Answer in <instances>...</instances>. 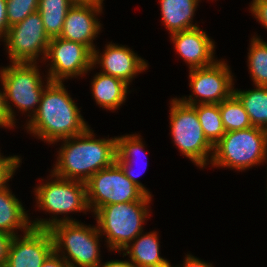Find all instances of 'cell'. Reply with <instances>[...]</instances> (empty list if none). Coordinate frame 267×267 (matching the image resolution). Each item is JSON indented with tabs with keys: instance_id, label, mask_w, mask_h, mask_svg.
Returning <instances> with one entry per match:
<instances>
[{
	"instance_id": "obj_25",
	"label": "cell",
	"mask_w": 267,
	"mask_h": 267,
	"mask_svg": "<svg viewBox=\"0 0 267 267\" xmlns=\"http://www.w3.org/2000/svg\"><path fill=\"white\" fill-rule=\"evenodd\" d=\"M219 109L226 132L244 130L252 127L248 113L234 94L220 102Z\"/></svg>"
},
{
	"instance_id": "obj_9",
	"label": "cell",
	"mask_w": 267,
	"mask_h": 267,
	"mask_svg": "<svg viewBox=\"0 0 267 267\" xmlns=\"http://www.w3.org/2000/svg\"><path fill=\"white\" fill-rule=\"evenodd\" d=\"M3 39L6 42L11 63H37L39 55H43L42 58L45 59L51 40L45 31L38 11L30 14L20 23L9 27Z\"/></svg>"
},
{
	"instance_id": "obj_36",
	"label": "cell",
	"mask_w": 267,
	"mask_h": 267,
	"mask_svg": "<svg viewBox=\"0 0 267 267\" xmlns=\"http://www.w3.org/2000/svg\"><path fill=\"white\" fill-rule=\"evenodd\" d=\"M74 3L102 5L104 0H72Z\"/></svg>"
},
{
	"instance_id": "obj_28",
	"label": "cell",
	"mask_w": 267,
	"mask_h": 267,
	"mask_svg": "<svg viewBox=\"0 0 267 267\" xmlns=\"http://www.w3.org/2000/svg\"><path fill=\"white\" fill-rule=\"evenodd\" d=\"M20 162L21 159L18 156L4 157L0 155V190L7 187L8 180L12 178Z\"/></svg>"
},
{
	"instance_id": "obj_7",
	"label": "cell",
	"mask_w": 267,
	"mask_h": 267,
	"mask_svg": "<svg viewBox=\"0 0 267 267\" xmlns=\"http://www.w3.org/2000/svg\"><path fill=\"white\" fill-rule=\"evenodd\" d=\"M170 105V128L175 145L197 167L205 168L209 155L213 154V145L204 136L196 109L177 98L172 99Z\"/></svg>"
},
{
	"instance_id": "obj_30",
	"label": "cell",
	"mask_w": 267,
	"mask_h": 267,
	"mask_svg": "<svg viewBox=\"0 0 267 267\" xmlns=\"http://www.w3.org/2000/svg\"><path fill=\"white\" fill-rule=\"evenodd\" d=\"M14 236L0 231V267H4L8 260V251Z\"/></svg>"
},
{
	"instance_id": "obj_12",
	"label": "cell",
	"mask_w": 267,
	"mask_h": 267,
	"mask_svg": "<svg viewBox=\"0 0 267 267\" xmlns=\"http://www.w3.org/2000/svg\"><path fill=\"white\" fill-rule=\"evenodd\" d=\"M46 59H51L46 77L51 82H62L69 77L84 76L94 67L93 52L87 46L60 37L51 38L45 61Z\"/></svg>"
},
{
	"instance_id": "obj_35",
	"label": "cell",
	"mask_w": 267,
	"mask_h": 267,
	"mask_svg": "<svg viewBox=\"0 0 267 267\" xmlns=\"http://www.w3.org/2000/svg\"><path fill=\"white\" fill-rule=\"evenodd\" d=\"M99 267H136V266L132 262L126 260L125 261L112 260L101 264Z\"/></svg>"
},
{
	"instance_id": "obj_19",
	"label": "cell",
	"mask_w": 267,
	"mask_h": 267,
	"mask_svg": "<svg viewBox=\"0 0 267 267\" xmlns=\"http://www.w3.org/2000/svg\"><path fill=\"white\" fill-rule=\"evenodd\" d=\"M91 85L96 103L106 110H116L126 100L128 84L119 78L100 72Z\"/></svg>"
},
{
	"instance_id": "obj_15",
	"label": "cell",
	"mask_w": 267,
	"mask_h": 267,
	"mask_svg": "<svg viewBox=\"0 0 267 267\" xmlns=\"http://www.w3.org/2000/svg\"><path fill=\"white\" fill-rule=\"evenodd\" d=\"M105 48L102 55L95 49L92 59L93 66L100 64L104 74L119 78L129 85L138 73L148 68L145 60L124 45L111 42Z\"/></svg>"
},
{
	"instance_id": "obj_33",
	"label": "cell",
	"mask_w": 267,
	"mask_h": 267,
	"mask_svg": "<svg viewBox=\"0 0 267 267\" xmlns=\"http://www.w3.org/2000/svg\"><path fill=\"white\" fill-rule=\"evenodd\" d=\"M41 267H68V264L61 256L53 252Z\"/></svg>"
},
{
	"instance_id": "obj_26",
	"label": "cell",
	"mask_w": 267,
	"mask_h": 267,
	"mask_svg": "<svg viewBox=\"0 0 267 267\" xmlns=\"http://www.w3.org/2000/svg\"><path fill=\"white\" fill-rule=\"evenodd\" d=\"M251 39L248 66L254 85L267 86V43L259 37Z\"/></svg>"
},
{
	"instance_id": "obj_13",
	"label": "cell",
	"mask_w": 267,
	"mask_h": 267,
	"mask_svg": "<svg viewBox=\"0 0 267 267\" xmlns=\"http://www.w3.org/2000/svg\"><path fill=\"white\" fill-rule=\"evenodd\" d=\"M18 236L11 240L6 267H41L54 252L49 229L32 227L23 237Z\"/></svg>"
},
{
	"instance_id": "obj_17",
	"label": "cell",
	"mask_w": 267,
	"mask_h": 267,
	"mask_svg": "<svg viewBox=\"0 0 267 267\" xmlns=\"http://www.w3.org/2000/svg\"><path fill=\"white\" fill-rule=\"evenodd\" d=\"M140 234L124 250L136 267H171V264L159 254L160 244L156 231Z\"/></svg>"
},
{
	"instance_id": "obj_10",
	"label": "cell",
	"mask_w": 267,
	"mask_h": 267,
	"mask_svg": "<svg viewBox=\"0 0 267 267\" xmlns=\"http://www.w3.org/2000/svg\"><path fill=\"white\" fill-rule=\"evenodd\" d=\"M232 77L230 68L224 61L217 60L212 65L190 69L189 86L193 94L189 99L186 97L179 99L188 105L219 104L233 94ZM193 96H195L194 99Z\"/></svg>"
},
{
	"instance_id": "obj_34",
	"label": "cell",
	"mask_w": 267,
	"mask_h": 267,
	"mask_svg": "<svg viewBox=\"0 0 267 267\" xmlns=\"http://www.w3.org/2000/svg\"><path fill=\"white\" fill-rule=\"evenodd\" d=\"M183 267H213V266H211L210 263H206L202 260H199L198 258H195L192 255L187 254L183 263Z\"/></svg>"
},
{
	"instance_id": "obj_3",
	"label": "cell",
	"mask_w": 267,
	"mask_h": 267,
	"mask_svg": "<svg viewBox=\"0 0 267 267\" xmlns=\"http://www.w3.org/2000/svg\"><path fill=\"white\" fill-rule=\"evenodd\" d=\"M31 222H33L31 223L33 228L49 229L53 238L54 252L64 259L68 267H77V265L99 267L101 265L99 257L101 234L98 226L89 227L69 217L57 219L53 216L49 220L40 218V220Z\"/></svg>"
},
{
	"instance_id": "obj_4",
	"label": "cell",
	"mask_w": 267,
	"mask_h": 267,
	"mask_svg": "<svg viewBox=\"0 0 267 267\" xmlns=\"http://www.w3.org/2000/svg\"><path fill=\"white\" fill-rule=\"evenodd\" d=\"M266 159L267 130L252 126L226 132L213 146L210 164L240 171L260 165Z\"/></svg>"
},
{
	"instance_id": "obj_18",
	"label": "cell",
	"mask_w": 267,
	"mask_h": 267,
	"mask_svg": "<svg viewBox=\"0 0 267 267\" xmlns=\"http://www.w3.org/2000/svg\"><path fill=\"white\" fill-rule=\"evenodd\" d=\"M22 203L12 194L8 187L0 190V231L15 236L16 229L24 233L32 228Z\"/></svg>"
},
{
	"instance_id": "obj_21",
	"label": "cell",
	"mask_w": 267,
	"mask_h": 267,
	"mask_svg": "<svg viewBox=\"0 0 267 267\" xmlns=\"http://www.w3.org/2000/svg\"><path fill=\"white\" fill-rule=\"evenodd\" d=\"M117 139V157L116 162L121 166L125 175L137 186H139L147 195H151L150 192L140 183L136 178L140 175V173L135 174L132 170L134 156L144 153V144L141 141L140 135H125L116 137ZM143 155V156H144ZM147 159V158H146ZM136 160V159H135ZM148 166V162H146V168ZM146 170V169H145ZM143 170V172H145Z\"/></svg>"
},
{
	"instance_id": "obj_22",
	"label": "cell",
	"mask_w": 267,
	"mask_h": 267,
	"mask_svg": "<svg viewBox=\"0 0 267 267\" xmlns=\"http://www.w3.org/2000/svg\"><path fill=\"white\" fill-rule=\"evenodd\" d=\"M253 90L233 89V94L242 103L253 127L267 130V86H255Z\"/></svg>"
},
{
	"instance_id": "obj_5",
	"label": "cell",
	"mask_w": 267,
	"mask_h": 267,
	"mask_svg": "<svg viewBox=\"0 0 267 267\" xmlns=\"http://www.w3.org/2000/svg\"><path fill=\"white\" fill-rule=\"evenodd\" d=\"M151 200L110 204L100 207L96 215L100 234L107 237L110 250L124 249L143 232L142 224L148 217Z\"/></svg>"
},
{
	"instance_id": "obj_6",
	"label": "cell",
	"mask_w": 267,
	"mask_h": 267,
	"mask_svg": "<svg viewBox=\"0 0 267 267\" xmlns=\"http://www.w3.org/2000/svg\"><path fill=\"white\" fill-rule=\"evenodd\" d=\"M0 79L12 128L15 126L16 119L9 101L23 113L32 109L33 114L32 112L30 114L33 116L38 110L45 88L36 63L12 62L11 65L0 70Z\"/></svg>"
},
{
	"instance_id": "obj_24",
	"label": "cell",
	"mask_w": 267,
	"mask_h": 267,
	"mask_svg": "<svg viewBox=\"0 0 267 267\" xmlns=\"http://www.w3.org/2000/svg\"><path fill=\"white\" fill-rule=\"evenodd\" d=\"M197 112L204 136L214 146L226 133L221 120L219 104L192 105Z\"/></svg>"
},
{
	"instance_id": "obj_29",
	"label": "cell",
	"mask_w": 267,
	"mask_h": 267,
	"mask_svg": "<svg viewBox=\"0 0 267 267\" xmlns=\"http://www.w3.org/2000/svg\"><path fill=\"white\" fill-rule=\"evenodd\" d=\"M251 4L250 11L267 29V0H253Z\"/></svg>"
},
{
	"instance_id": "obj_27",
	"label": "cell",
	"mask_w": 267,
	"mask_h": 267,
	"mask_svg": "<svg viewBox=\"0 0 267 267\" xmlns=\"http://www.w3.org/2000/svg\"><path fill=\"white\" fill-rule=\"evenodd\" d=\"M39 0H6L8 28L38 11Z\"/></svg>"
},
{
	"instance_id": "obj_11",
	"label": "cell",
	"mask_w": 267,
	"mask_h": 267,
	"mask_svg": "<svg viewBox=\"0 0 267 267\" xmlns=\"http://www.w3.org/2000/svg\"><path fill=\"white\" fill-rule=\"evenodd\" d=\"M56 177L52 182H46L35 187L38 208L54 215L70 212L88 211L86 183Z\"/></svg>"
},
{
	"instance_id": "obj_2",
	"label": "cell",
	"mask_w": 267,
	"mask_h": 267,
	"mask_svg": "<svg viewBox=\"0 0 267 267\" xmlns=\"http://www.w3.org/2000/svg\"><path fill=\"white\" fill-rule=\"evenodd\" d=\"M88 127L82 134L63 139L54 176L86 182L93 174L116 162L117 139H95Z\"/></svg>"
},
{
	"instance_id": "obj_32",
	"label": "cell",
	"mask_w": 267,
	"mask_h": 267,
	"mask_svg": "<svg viewBox=\"0 0 267 267\" xmlns=\"http://www.w3.org/2000/svg\"><path fill=\"white\" fill-rule=\"evenodd\" d=\"M8 31L6 0H0V39L6 36Z\"/></svg>"
},
{
	"instance_id": "obj_1",
	"label": "cell",
	"mask_w": 267,
	"mask_h": 267,
	"mask_svg": "<svg viewBox=\"0 0 267 267\" xmlns=\"http://www.w3.org/2000/svg\"><path fill=\"white\" fill-rule=\"evenodd\" d=\"M82 117L63 82H51L47 78L38 110L26 128L39 139L53 144L82 134L89 127Z\"/></svg>"
},
{
	"instance_id": "obj_23",
	"label": "cell",
	"mask_w": 267,
	"mask_h": 267,
	"mask_svg": "<svg viewBox=\"0 0 267 267\" xmlns=\"http://www.w3.org/2000/svg\"><path fill=\"white\" fill-rule=\"evenodd\" d=\"M74 4L72 0H39L38 12L50 38L60 36L66 14Z\"/></svg>"
},
{
	"instance_id": "obj_16",
	"label": "cell",
	"mask_w": 267,
	"mask_h": 267,
	"mask_svg": "<svg viewBox=\"0 0 267 267\" xmlns=\"http://www.w3.org/2000/svg\"><path fill=\"white\" fill-rule=\"evenodd\" d=\"M170 36L180 57L189 64V69L206 67L215 62L214 42L199 27L175 32Z\"/></svg>"
},
{
	"instance_id": "obj_8",
	"label": "cell",
	"mask_w": 267,
	"mask_h": 267,
	"mask_svg": "<svg viewBox=\"0 0 267 267\" xmlns=\"http://www.w3.org/2000/svg\"><path fill=\"white\" fill-rule=\"evenodd\" d=\"M85 183L88 207H94L93 213L105 205L151 200L152 196L134 184L117 162L99 170Z\"/></svg>"
},
{
	"instance_id": "obj_20",
	"label": "cell",
	"mask_w": 267,
	"mask_h": 267,
	"mask_svg": "<svg viewBox=\"0 0 267 267\" xmlns=\"http://www.w3.org/2000/svg\"><path fill=\"white\" fill-rule=\"evenodd\" d=\"M198 2L199 0H160L162 20L170 34L198 27L192 24Z\"/></svg>"
},
{
	"instance_id": "obj_14",
	"label": "cell",
	"mask_w": 267,
	"mask_h": 267,
	"mask_svg": "<svg viewBox=\"0 0 267 267\" xmlns=\"http://www.w3.org/2000/svg\"><path fill=\"white\" fill-rule=\"evenodd\" d=\"M102 5L75 3L66 14L60 38L79 42L92 52L96 49L93 40L101 31L96 15L102 13Z\"/></svg>"
},
{
	"instance_id": "obj_31",
	"label": "cell",
	"mask_w": 267,
	"mask_h": 267,
	"mask_svg": "<svg viewBox=\"0 0 267 267\" xmlns=\"http://www.w3.org/2000/svg\"><path fill=\"white\" fill-rule=\"evenodd\" d=\"M0 127L10 128V115L6 106L4 90L0 91Z\"/></svg>"
}]
</instances>
